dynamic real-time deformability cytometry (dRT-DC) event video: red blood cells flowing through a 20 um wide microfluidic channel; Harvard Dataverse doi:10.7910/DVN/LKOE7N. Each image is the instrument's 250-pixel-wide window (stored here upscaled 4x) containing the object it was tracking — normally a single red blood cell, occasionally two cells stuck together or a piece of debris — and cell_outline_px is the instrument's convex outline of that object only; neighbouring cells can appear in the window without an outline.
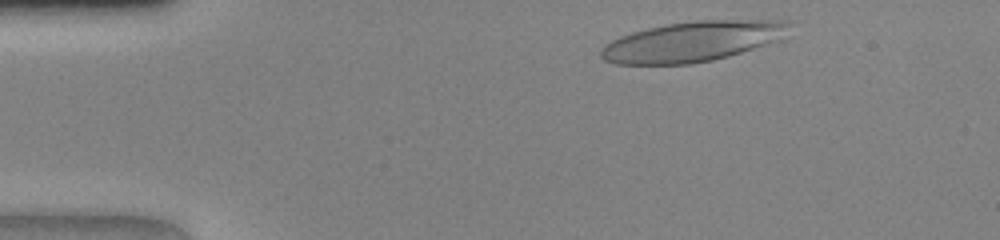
{"species": "human", "species_latin": "Homo sapiens", "temperature_condition": "warm", "stored_images_in_passage": 33, "camera_frame_rate_fps": 3000, "um_per_image_px": 0.085, "donor": {"sex": "female"}, "frame": {"image": 1, "passage_image": 1, "time_ms": 0.0, "image_size_px": [1000, 240], "cell_outline_px": [[792, 24], [780, 40], [728, 56], [712, 60], [688, 64], [616, 64], [604, 60], [600, 56], [600, 48], [604, 44], [620, 36], [632, 32], [648, 28], [668, 24], [696, 20], [792, 20]], "centroid_in_image_um": [58.86, 3.52], "position_along_channel_um": 26.1, "area_um2": 44.16}}
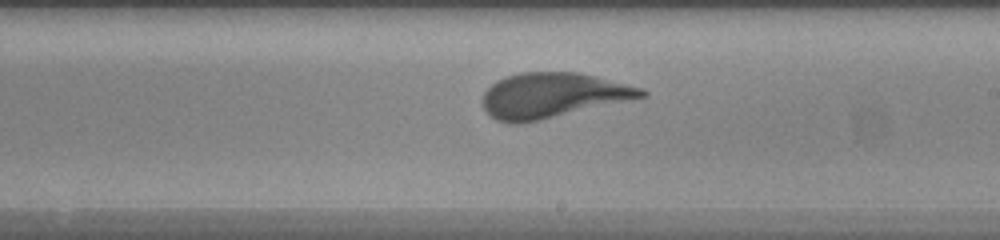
{"frame": {"image": 2, "passage_image": 21, "time_ms": 6.667, "image_size_px": [1000, 240], "cell_outline_px": [[648, 96], [540, 120], [516, 124], [512, 124], [496, 120], [484, 108], [480, 100], [484, 92], [496, 80], [504, 76], [520, 72], [576, 72], [596, 76], [644, 88], [648, 92]], "centroid_in_image_um": [46.96, 8.1], "position_along_channel_um": 242.0, "area_um2": 41.85}}
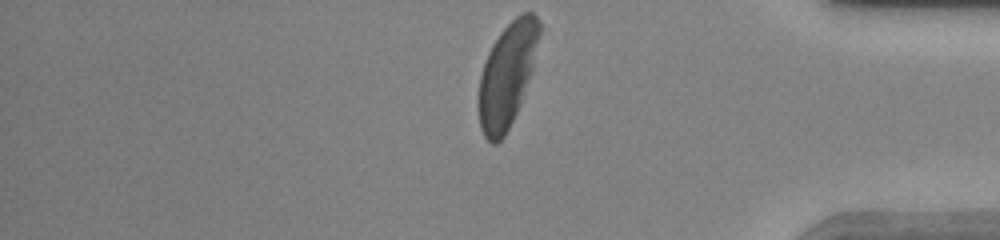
{"frame": {"image": 3, "passage_image": 33, "time_ms": 10.667, "image_size_px": [1000, 240], "cell_outline_px": [[540, 32], [532, 72], [520, 104], [504, 136], [496, 144], [492, 144], [484, 136], [480, 128], [476, 104], [480, 76], [488, 52], [492, 44], [500, 32], [520, 12], [532, 12], [540, 20]], "centroid_in_image_um": [43.08, 6.37], "position_along_channel_um": 392.1, "area_um2": 36.99}}